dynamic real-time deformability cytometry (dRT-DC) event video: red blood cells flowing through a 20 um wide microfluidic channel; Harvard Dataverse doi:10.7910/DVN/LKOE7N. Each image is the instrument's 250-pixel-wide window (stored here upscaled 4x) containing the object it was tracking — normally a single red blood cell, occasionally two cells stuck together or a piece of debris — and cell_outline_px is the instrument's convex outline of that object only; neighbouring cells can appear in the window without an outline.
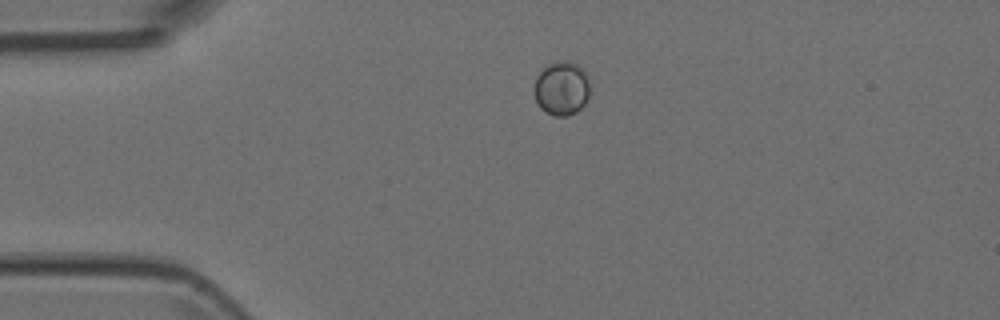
{"species": "Egyptian fruit bat (a non-hibernating species)", "species_latin": "Rousettus aegyptiacus", "temperature_condition": "room temperature", "stored_images_in_passage": 2, "camera_frame_rate_fps": 3000, "um_per_image_px": 0.085, "animal": {"sex": "female"}, "frame": {"image": 1, "passage_image": 1, "time_ms": 0.0, "image_size_px": [1000, 320], "cell_outline_px": [[588, 96], [584, 104], [576, 112], [568, 116], [556, 116], [544, 112], [540, 108], [536, 100], [536, 76], [548, 64], [556, 60], [568, 60], [576, 64], [584, 72], [588, 80]], "centroid_in_image_um": [47.73, 7.51], "position_along_channel_um": 37.3, "area_um2": 17.28}}
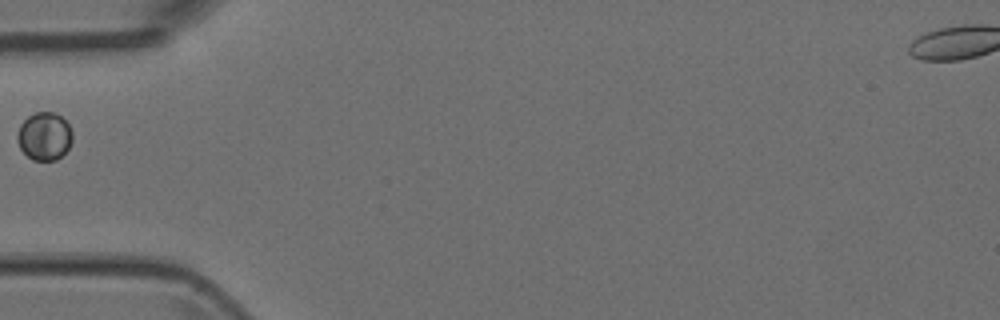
{"frame": {"image": 2, "passage_image": 2, "time_ms": 0.333, "image_size_px": [1000, 320], "cell_outline_px": [[72, 140], [68, 148], [56, 160], [32, 160], [20, 148], [16, 136], [20, 124], [28, 116], [36, 112], [56, 112], [68, 124], [72, 132]], "centroid_in_image_um": [3.76, 11.57], "position_along_channel_um": 81.2, "area_um2": 15.32}}